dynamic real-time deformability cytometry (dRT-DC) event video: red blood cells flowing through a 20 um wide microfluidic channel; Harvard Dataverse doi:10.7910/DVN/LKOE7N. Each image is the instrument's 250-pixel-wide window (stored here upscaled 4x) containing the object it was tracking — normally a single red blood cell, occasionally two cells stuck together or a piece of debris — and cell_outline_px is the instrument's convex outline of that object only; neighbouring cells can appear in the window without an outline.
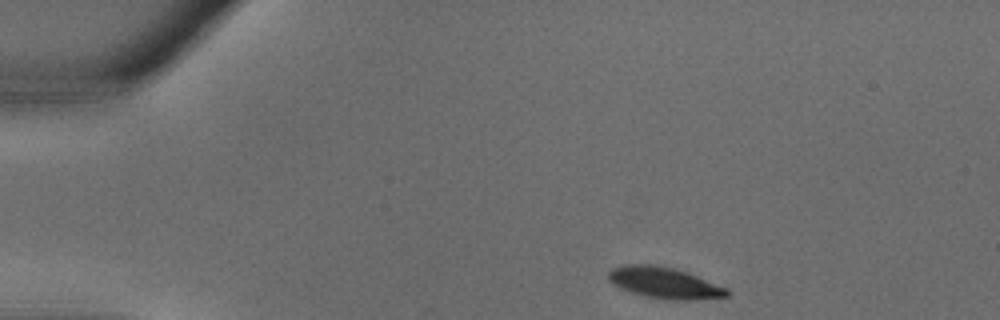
{"species": "common noctule bat (a hibernating species)", "species_latin": "Nyctalus noctula", "temperature_condition": "warm", "stored_images_in_passage": 30, "camera_frame_rate_fps": 3000, "um_per_image_px": 0.085, "animal": {"sex": "male", "body_mass_g": 18.8}, "frame": {"image": 1, "passage_image": 1, "time_ms": 0.0, "image_size_px": [1000, 320], "cell_outline_px": [[728, 296], [696, 300], [672, 300], [648, 296], [632, 292], [620, 288], [612, 284], [608, 280], [608, 272], [612, 268], [624, 264], [652, 264], [672, 268], [688, 272], [728, 288]], "centroid_in_image_um": [56.47, 24.03], "position_along_channel_um": 28.5, "area_um2": 21.56}}
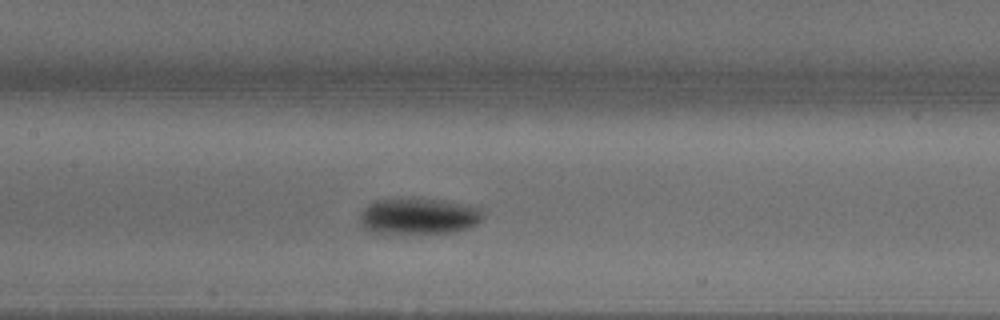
{"frame": {"image": 2, "passage_image": 12, "time_ms": 3.667, "image_size_px": [1000, 320], "cell_outline_px": [[484, 216], [476, 224], [468, 228], [456, 232], [376, 232], [364, 228], [360, 224], [360, 212], [368, 204], [376, 200], [400, 196], [412, 196], [440, 200], [480, 208]], "centroid_in_image_um": [35.54, 18.32], "position_along_channel_um": 171.9, "area_um2": 26.13}}
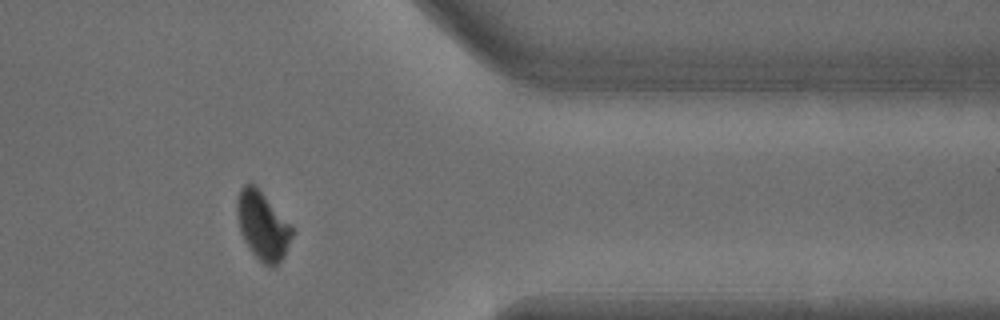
{"frame": {"image": 3, "passage_image": 24, "time_ms": 7.667, "image_size_px": [1000, 320], "cell_outline_px": [[296, 232], [284, 256], [272, 268], [264, 264], [252, 252], [244, 240], [240, 232], [236, 216], [236, 200], [240, 188], [244, 184], [256, 184], [292, 224]], "centroid_in_image_um": [22.35, 19.15], "position_along_channel_um": 389.0, "area_um2": 22.54}}